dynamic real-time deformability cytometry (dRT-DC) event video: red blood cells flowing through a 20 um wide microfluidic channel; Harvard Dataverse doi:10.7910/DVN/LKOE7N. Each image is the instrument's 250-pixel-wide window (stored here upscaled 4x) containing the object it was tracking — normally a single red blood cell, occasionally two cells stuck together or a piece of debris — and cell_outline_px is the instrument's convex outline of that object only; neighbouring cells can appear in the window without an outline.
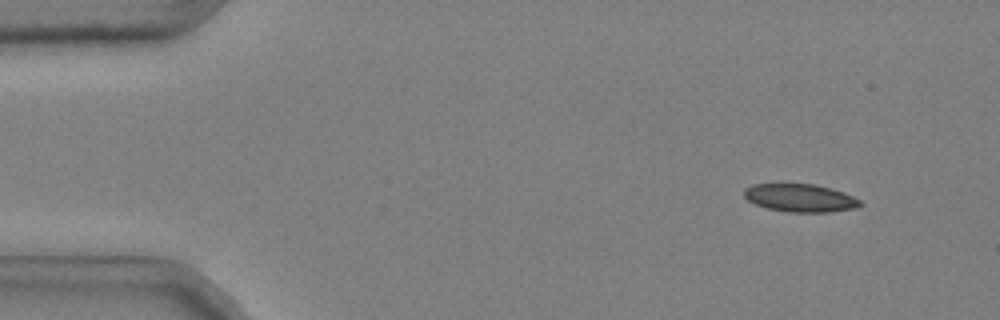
{"species": "common noctule bat (a hibernating species)", "species_latin": "Nyctalus noctula", "temperature_condition": "cold", "stored_images_in_passage": 48, "camera_frame_rate_fps": 3000, "um_per_image_px": 0.085, "animal": {"sex": "male", "body_mass_g": 20.4}, "frame": {"image": 1, "passage_image": 4, "time_ms": 1.0, "image_size_px": [1000, 320], "cell_outline_px": [[864, 204], [856, 208], [828, 212], [788, 212], [768, 208], [756, 204], [748, 200], [744, 196], [744, 188], [752, 184], [816, 184], [832, 188], [844, 192], [860, 200]], "centroid_in_image_um": [68.04, 16.82], "position_along_channel_um": 17.0, "area_um2": 18.96}}
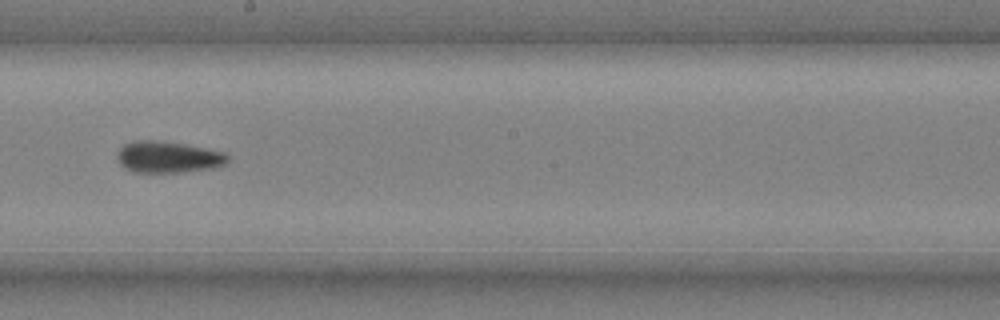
{"frame": {"image": 2, "passage_image": 29, "time_ms": 9.333, "image_size_px": [1000, 320], "cell_outline_px": [[228, 164], [212, 168], [180, 172], [132, 172], [124, 168], [116, 160], [116, 156], [120, 148], [124, 144], [136, 140], [152, 140], [184, 144], [224, 152], [228, 156]], "centroid_in_image_um": [14.26, 13.36], "position_along_channel_um": 233.9, "area_um2": 20.29}}
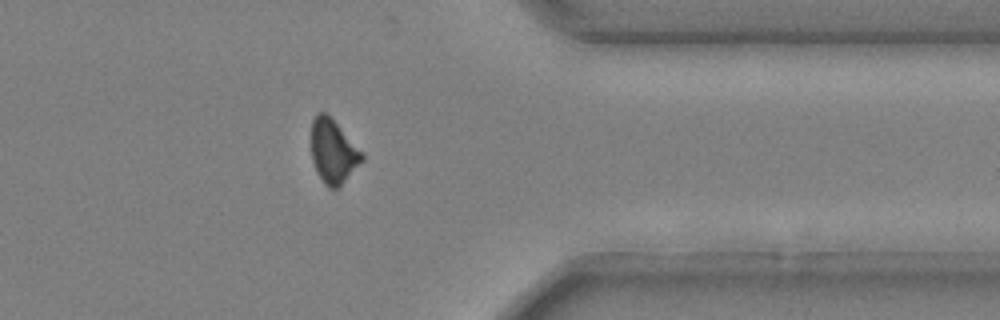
{"frame": {"image": 3, "passage_image": 42, "time_ms": 13.667, "image_size_px": [1000, 320], "cell_outline_px": [[364, 160], [340, 188], [328, 188], [324, 184], [312, 160], [312, 120], [316, 112], [324, 112], [364, 152]], "centroid_in_image_um": [28.35, 12.91], "position_along_channel_um": 383.0, "area_um2": 18.79}}